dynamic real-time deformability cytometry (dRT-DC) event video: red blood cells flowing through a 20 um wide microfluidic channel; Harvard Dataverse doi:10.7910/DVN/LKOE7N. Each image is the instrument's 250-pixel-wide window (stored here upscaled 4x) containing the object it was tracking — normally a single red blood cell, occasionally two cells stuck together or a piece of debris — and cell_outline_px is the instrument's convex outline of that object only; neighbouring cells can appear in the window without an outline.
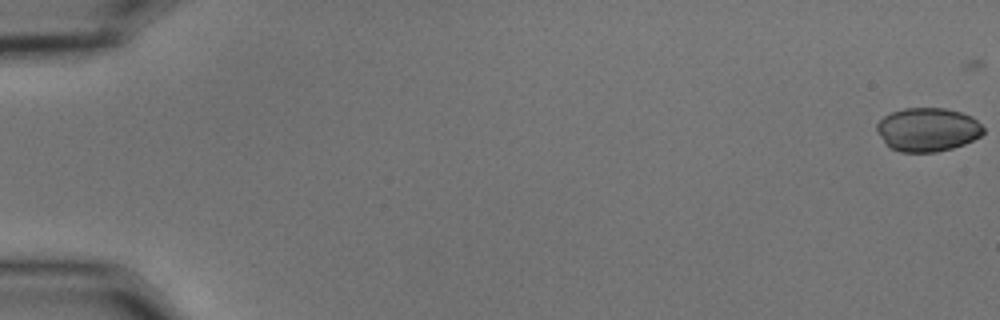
{"species": "common noctule bat (a hibernating species)", "species_latin": "Nyctalus noctula", "temperature_condition": "cold", "stored_images_in_passage": 26, "camera_frame_rate_fps": 3000, "um_per_image_px": 0.085, "animal": {"sex": "male", "body_mass_g": 15.6}, "frame": {"image": 1, "passage_image": 1, "time_ms": 0.0, "image_size_px": [1000, 320], "cell_outline_px": [[984, 132], [980, 136], [964, 144], [952, 148], [936, 152], [900, 152], [892, 148], [876, 132], [876, 124], [884, 116], [892, 112], [904, 108], [944, 108], [960, 112], [972, 116], [984, 128]], "centroid_in_image_um": [78.85, 11.01], "position_along_channel_um": 6.1, "area_um2": 26.99}}
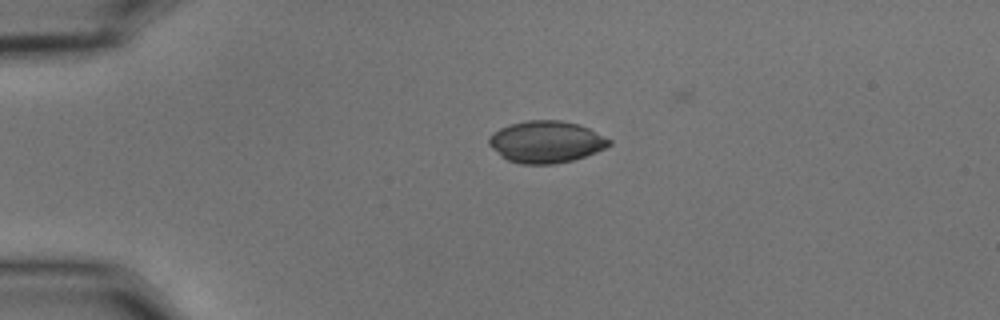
{"frame": {"image": 2, "passage_image": 14, "time_ms": 4.333, "image_size_px": [1000, 320], "cell_outline_px": [[612, 144], [596, 152], [572, 160], [552, 164], [520, 164], [508, 160], [500, 156], [488, 144], [488, 136], [492, 132], [508, 124], [528, 120], [560, 120], [580, 124], [612, 140]], "centroid_in_image_um": [46.39, 12.05], "position_along_channel_um": 38.6, "area_um2": 29.48}}